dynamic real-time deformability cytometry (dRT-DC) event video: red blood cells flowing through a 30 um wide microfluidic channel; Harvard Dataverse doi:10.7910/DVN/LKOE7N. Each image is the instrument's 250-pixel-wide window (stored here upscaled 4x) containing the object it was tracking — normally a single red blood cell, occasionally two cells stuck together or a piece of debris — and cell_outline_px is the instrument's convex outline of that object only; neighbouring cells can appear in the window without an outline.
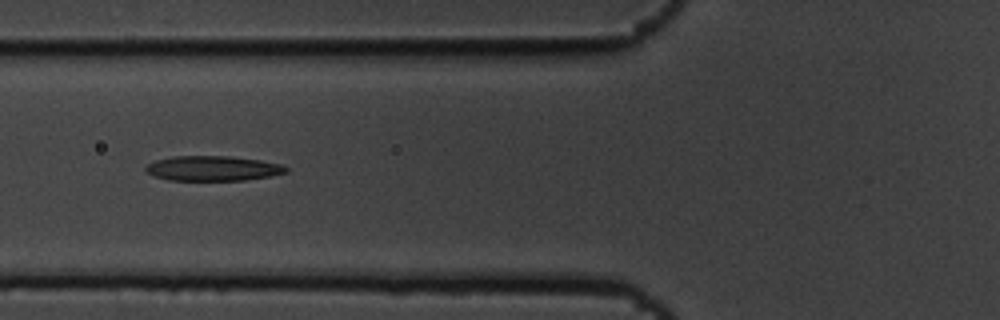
{"species": "common noctule bat (a hibernating species)", "species_latin": "Nyctalus noctula", "temperature_condition": "cold", "stored_images_in_passage": 40, "camera_frame_rate_fps": 3000, "um_per_image_px": 0.085, "animal": {"sex": "male", "body_mass_g": 19.5, "forearm_length_mm": 54.6}, "frame": {"image": 1, "passage_image": 6, "time_ms": 1.667, "image_size_px": [1000, 320], "cell_outline_px": [[288, 172], [272, 176], [244, 180], [168, 180], [156, 176], [148, 172], [144, 168], [148, 164], [156, 160], [172, 156], [228, 156], [260, 160], [284, 164], [288, 168]], "centroid_in_image_um": [18.14, 14.31], "position_along_channel_um": 107.7, "area_um2": 20.4}}
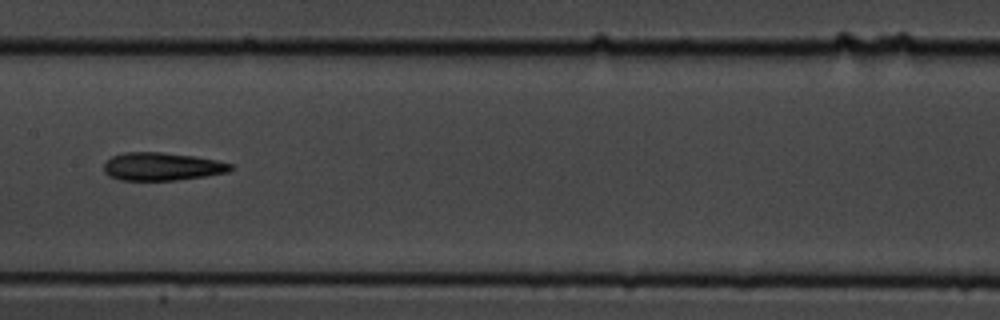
{"frame": {"image": 2, "passage_image": 13, "time_ms": 4.0, "image_size_px": [1000, 320], "cell_outline_px": [[232, 168], [228, 172], [204, 176], [176, 180], [120, 180], [108, 176], [104, 172], [104, 164], [112, 156], [124, 152], [160, 152], [196, 156], [216, 160], [232, 164]], "centroid_in_image_um": [13.74, 14.15], "position_along_channel_um": 193.7, "area_um2": 20.63}}
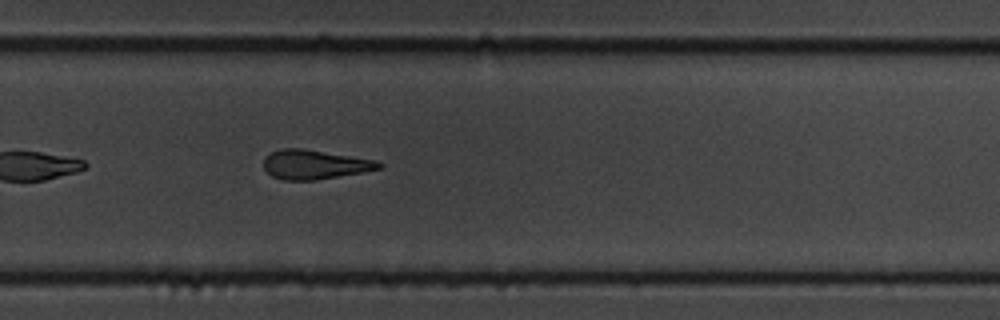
{"frame": {"image": 3, "passage_image": 22, "time_ms": 7.0, "image_size_px": [1000, 320], "cell_outline_px": [[384, 164], [380, 168], [364, 172], [316, 180], [284, 180], [272, 176], [264, 168], [264, 156], [280, 148], [300, 148], [376, 160]], "centroid_in_image_um": [26.73, 13.98], "position_along_channel_um": 303.1, "area_um2": 19.59}, "authors_computed_cell_mechanics": {"area_um2": 20.4034, "velocity_mm_per_s": 3.6737, "shape_relaxation_time_tau1_ms": 9.3341, "shape_relaxation_time_tau2_ms": 4.0264, "deformation_change_tau1": 0.2365, "deformation_change_tau2": 0.1519}}